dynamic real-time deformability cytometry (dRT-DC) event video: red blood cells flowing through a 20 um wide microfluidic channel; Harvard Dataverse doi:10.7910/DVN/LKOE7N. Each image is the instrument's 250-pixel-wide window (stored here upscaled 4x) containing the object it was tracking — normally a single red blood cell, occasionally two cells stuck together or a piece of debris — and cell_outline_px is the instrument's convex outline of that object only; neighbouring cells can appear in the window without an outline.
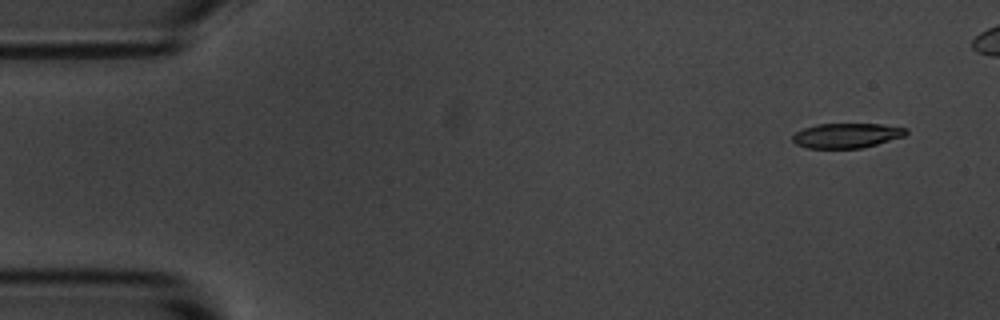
{"species": "common noctule bat (a hibernating species)", "species_latin": "Nyctalus noctula", "temperature_condition": "room temperature", "stored_images_in_passage": 49, "camera_frame_rate_fps": 3000, "um_per_image_px": 0.085, "animal": {"sex": "male", "body_mass_g": 20.1, "forearm_length_mm": 53.5}, "frame": {"image": 1, "passage_image": 1, "time_ms": 0.0, "image_size_px": [1000, 320], "cell_outline_px": [[908, 132], [904, 136], [876, 144], [860, 148], [808, 148], [796, 144], [792, 140], [792, 136], [796, 132], [804, 128], [816, 124], [880, 124], [908, 128]], "centroid_in_image_um": [71.96, 11.51], "position_along_channel_um": 13.0, "area_um2": 16.3}}
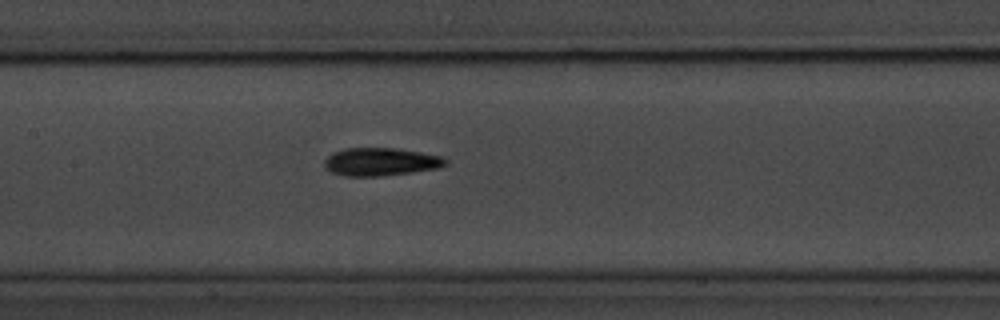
{"frame": {"image": 2, "passage_image": 23, "time_ms": 7.333, "image_size_px": [1000, 320], "cell_outline_px": [[448, 164], [440, 168], [412, 172], [380, 176], [344, 176], [332, 172], [324, 168], [324, 160], [332, 152], [344, 148], [396, 148], [420, 152], [440, 156], [448, 160]], "centroid_in_image_um": [32.35, 13.75], "position_along_channel_um": 175.1, "area_um2": 19.88}}
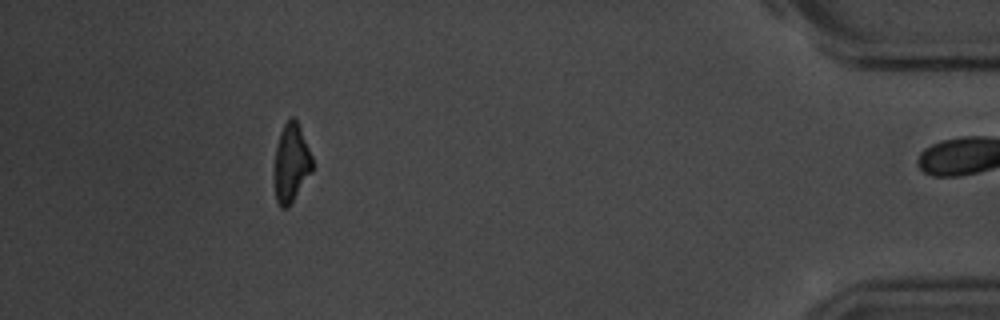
{"frame": {"image": 3, "passage_image": 47, "time_ms": 15.333, "image_size_px": [1000, 320], "cell_outline_px": [[312, 172], [288, 208], [280, 208], [276, 200], [272, 172], [276, 148], [280, 132], [288, 116], [292, 116], [296, 120], [300, 128], [312, 156]], "centroid_in_image_um": [24.71, 13.88], "position_along_channel_um": 410.5, "area_um2": 17.74}, "authors_computed_cell_mechanics": {"area_um2": 18.5538, "velocity_mm_per_s": 3.6845, "shape_relaxation_time_tau1_ms": 2.7573, "shape_relaxation_time_tau2_ms": 4.7383, "deformation_change_tau1": 0.1796, "deformation_change_tau2": 0.1431}}